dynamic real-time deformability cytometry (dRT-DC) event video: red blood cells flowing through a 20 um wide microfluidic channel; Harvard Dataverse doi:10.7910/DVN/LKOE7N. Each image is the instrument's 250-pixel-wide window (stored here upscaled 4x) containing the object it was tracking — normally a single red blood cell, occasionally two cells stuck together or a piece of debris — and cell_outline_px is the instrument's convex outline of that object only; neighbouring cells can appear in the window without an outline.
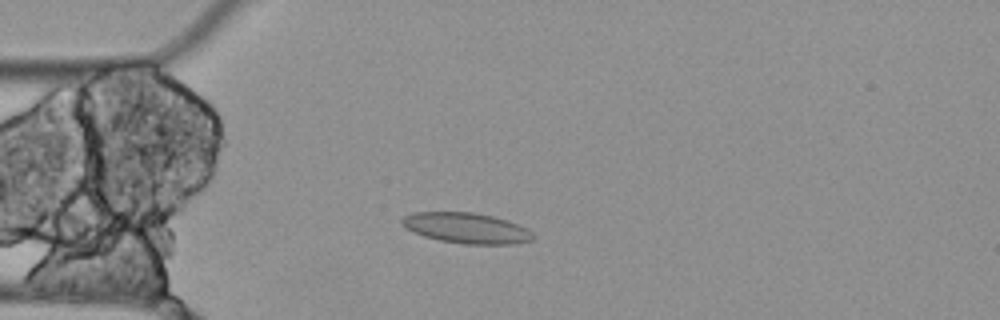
{"species": "Egyptian fruit bat (a non-hibernating species)", "species_latin": "Rousettus aegyptiacus", "temperature_condition": "cold", "stored_images_in_passage": 7, "camera_frame_rate_fps": 3000, "um_per_image_px": 0.085, "animal": {"sex": "female"}, "frame": {"image": 1, "passage_image": 5, "time_ms": 1.333, "image_size_px": [1000, 320], "cell_outline_px": [[536, 236], [532, 240], [516, 244], [464, 244], [440, 240], [424, 236], [412, 232], [404, 228], [400, 224], [400, 220], [404, 216], [416, 212], [472, 212], [492, 216], [508, 220], [528, 228]], "centroid_in_image_um": [39.66, 19.39], "position_along_channel_um": 45.3, "area_um2": 23.58}}
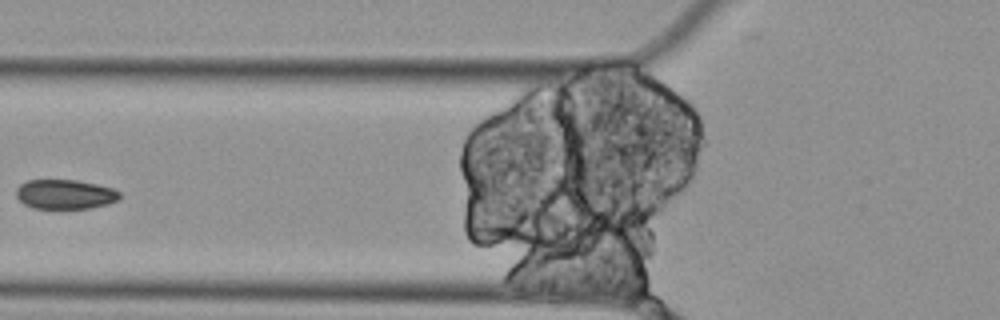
{"frame": {"image": 2, "passage_image": 7, "time_ms": 2.0, "image_size_px": [1000, 320], "cell_outline_px": [[120, 200], [108, 204], [92, 208], [32, 208], [24, 204], [16, 196], [16, 188], [20, 184], [28, 180], [76, 180], [96, 184], [112, 188], [120, 192]], "centroid_in_image_um": [5.54, 16.51], "position_along_channel_um": 120.3, "area_um2": 17.86}}